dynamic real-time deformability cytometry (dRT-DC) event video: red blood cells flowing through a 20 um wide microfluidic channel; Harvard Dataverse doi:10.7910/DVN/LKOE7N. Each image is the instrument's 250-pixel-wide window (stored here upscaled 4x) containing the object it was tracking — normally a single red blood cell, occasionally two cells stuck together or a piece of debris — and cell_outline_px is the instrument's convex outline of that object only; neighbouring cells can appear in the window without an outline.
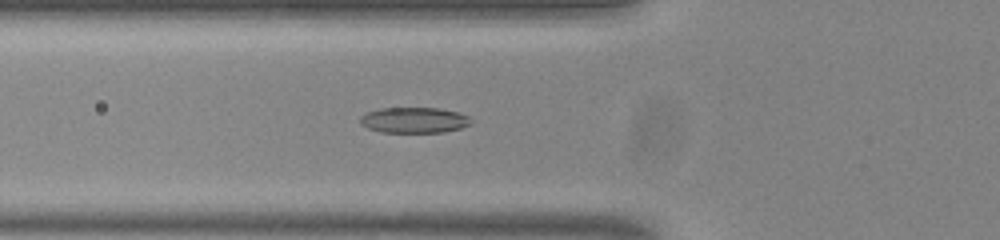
{"species": "common noctule bat (a hibernating species)", "species_latin": "Nyctalus noctula", "temperature_condition": "room temperature", "stored_images_in_passage": 39, "camera_frame_rate_fps": 3000, "um_per_image_px": 0.085, "animal": {"sex": "male", "body_mass_g": 20.0, "forearm_length_mm": 53.3}, "frame": {"image": 1, "passage_image": 10, "time_ms": 3.0, "image_size_px": [1000, 240], "cell_outline_px": [[472, 124], [460, 128], [444, 132], [380, 132], [368, 128], [360, 124], [360, 116], [368, 112], [380, 108], [436, 108], [456, 112], [468, 116], [472, 120]], "centroid_in_image_um": [35.19, 10.21], "position_along_channel_um": 90.6, "area_um2": 16.53}}
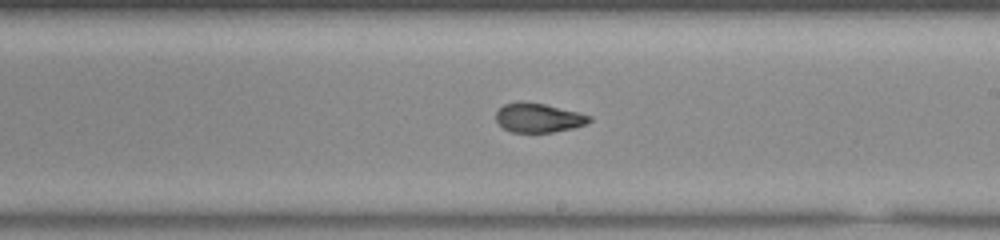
{"frame": {"image": 2, "passage_image": 22, "time_ms": 7.0, "image_size_px": [1000, 240], "cell_outline_px": [[592, 120], [584, 124], [572, 128], [552, 132], [512, 132], [504, 128], [496, 120], [496, 112], [504, 104], [544, 104], [592, 116]], "centroid_in_image_um": [45.79, 10.05], "position_along_channel_um": 243.2, "area_um2": 15.14}}
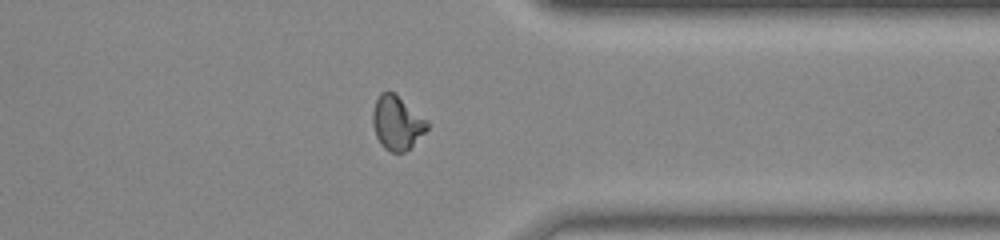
{"frame": {"image": 3, "passage_image": 33, "time_ms": 10.667, "image_size_px": [1000, 240], "cell_outline_px": [[428, 128], [404, 152], [392, 152], [384, 148], [380, 144], [376, 136], [372, 124], [372, 112], [376, 100], [380, 92], [392, 92], [428, 120]], "centroid_in_image_um": [33.71, 10.44], "position_along_channel_um": 377.7, "area_um2": 16.76}, "authors_computed_cell_mechanics": {"area_um2": 16.2996, "velocity_mm_per_s": 3.8149, "shape_relaxation_time_tau1_ms": null, "shape_relaxation_time_tau2_ms": 1.7299, "deformation_change_tau1": null, "deformation_change_tau2": 0.0867}}